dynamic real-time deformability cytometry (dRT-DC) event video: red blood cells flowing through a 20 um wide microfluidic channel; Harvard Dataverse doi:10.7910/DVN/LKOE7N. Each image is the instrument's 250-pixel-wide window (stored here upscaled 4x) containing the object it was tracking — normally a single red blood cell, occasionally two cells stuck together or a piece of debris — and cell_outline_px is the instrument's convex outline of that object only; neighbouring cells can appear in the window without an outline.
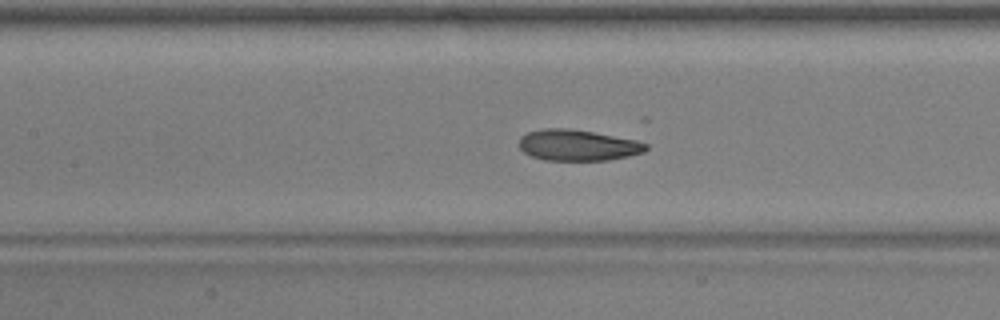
{"species": "common noctule bat (a hibernating species)", "species_latin": "Nyctalus noctula", "temperature_condition": "warm", "stored_images_in_passage": 26, "camera_frame_rate_fps": 3000, "um_per_image_px": 0.085, "animal": {"sex": "male", "body_mass_g": 17.9, "forearm_length_mm": 54.2}, "frame": {"image": 1, "passage_image": 11, "time_ms": 3.333, "image_size_px": [1000, 320], "cell_outline_px": [[648, 148], [644, 152], [628, 156], [608, 160], [544, 160], [532, 156], [524, 152], [520, 148], [520, 136], [528, 132], [544, 128], [568, 128], [592, 132], [636, 140], [648, 144]], "centroid_in_image_um": [49.11, 12.34], "position_along_channel_um": 158.3, "area_um2": 22.83}}